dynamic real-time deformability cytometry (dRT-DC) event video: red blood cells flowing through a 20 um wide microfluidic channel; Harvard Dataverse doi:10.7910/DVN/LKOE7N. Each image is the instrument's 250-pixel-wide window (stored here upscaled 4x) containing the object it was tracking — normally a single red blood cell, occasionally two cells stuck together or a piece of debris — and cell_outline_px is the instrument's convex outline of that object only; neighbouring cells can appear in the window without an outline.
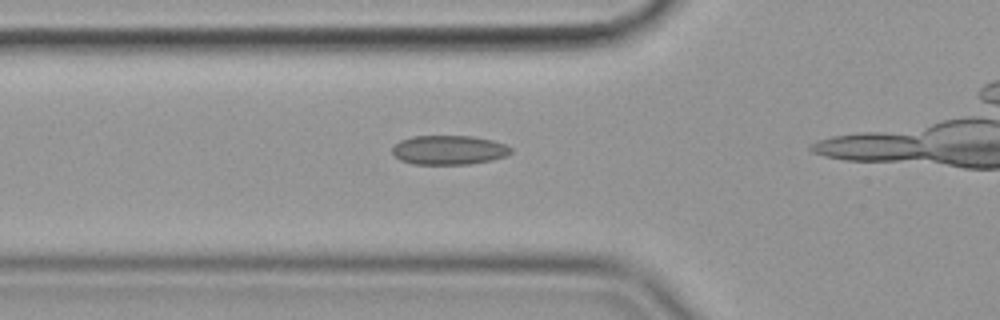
{"species": "common noctule bat (a hibernating species)", "species_latin": "Nyctalus noctula", "temperature_condition": "cold", "stored_images_in_passage": 19, "camera_frame_rate_fps": 3000, "um_per_image_px": 0.085, "animal": {"sex": "female", "body_mass_g": 19.9}, "frame": {"image": 1, "passage_image": 14, "time_ms": 4.333, "image_size_px": [1000, 320], "cell_outline_px": [[512, 152], [508, 156], [492, 160], [468, 164], [412, 164], [400, 160], [392, 152], [392, 148], [400, 140], [412, 136], [472, 136], [492, 140], [504, 144], [512, 148]], "centroid_in_image_um": [38.17, 12.75], "position_along_channel_um": 87.6, "area_um2": 20.29}}